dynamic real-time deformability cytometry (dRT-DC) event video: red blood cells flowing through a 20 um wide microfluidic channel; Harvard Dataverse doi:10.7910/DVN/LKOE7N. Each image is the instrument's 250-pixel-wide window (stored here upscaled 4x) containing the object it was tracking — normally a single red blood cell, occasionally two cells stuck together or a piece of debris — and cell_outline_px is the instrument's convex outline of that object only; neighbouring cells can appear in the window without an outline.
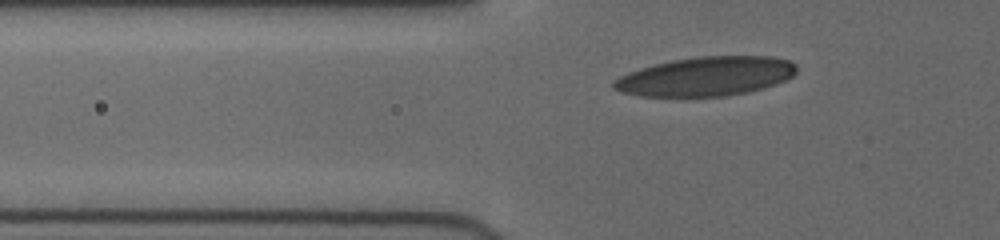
{"species": "human", "species_latin": "Homo sapiens", "temperature_condition": "cold", "stored_images_in_passage": 31, "camera_frame_rate_fps": 3000, "um_per_image_px": 0.085, "donor": {"sex": "female"}, "frame": {"image": 1, "passage_image": 2, "time_ms": 0.333, "image_size_px": [1000, 240], "cell_outline_px": [[796, 72], [792, 76], [776, 84], [748, 92], [724, 96], [640, 96], [620, 92], [612, 88], [612, 80], [628, 72], [640, 68], [672, 60], [700, 56], [772, 56], [788, 60], [796, 64]], "centroid_in_image_um": [59.99, 6.49], "position_along_channel_um": 65.8, "area_um2": 41.73}}
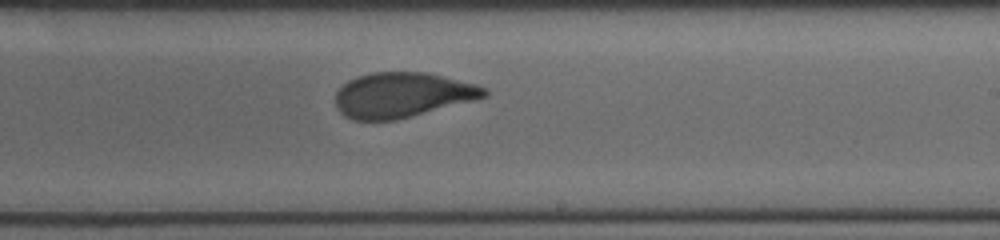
{"frame": {"image": 2, "passage_image": 17, "time_ms": 5.333, "image_size_px": [1000, 240], "cell_outline_px": [[488, 96], [476, 100], [396, 120], [352, 120], [344, 116], [340, 112], [336, 104], [336, 92], [348, 80], [356, 76], [372, 72], [428, 72], [476, 84], [488, 88]], "centroid_in_image_um": [34.22, 8.07], "position_along_channel_um": 254.8, "area_um2": 39.3}}
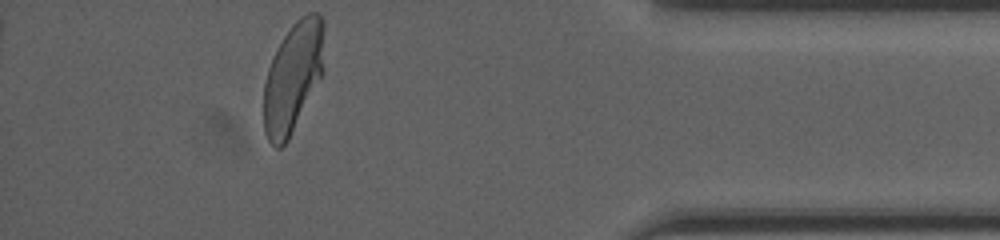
{"frame": {"image": 3, "passage_image": 31, "time_ms": 10.0, "image_size_px": [1000, 240], "cell_outline_px": [[324, 28], [320, 76], [288, 140], [280, 148], [276, 148], [268, 140], [264, 132], [264, 84], [268, 68], [284, 36], [292, 24], [300, 16], [308, 12], [320, 12], [324, 20]], "centroid_in_image_um": [24.88, 6.53], "position_along_channel_um": 410.3, "area_um2": 37.92}, "authors_computed_cell_mechanics": {"area_um2": 40.1132, "velocity_mm_per_s": 3.9915, "shape_relaxation_time_tau1_ms": 5.1986, "shape_relaxation_time_tau2_ms": 0.7468, "deformation_change_tau1": 0.1746, "deformation_change_tau2": 0.0633}}